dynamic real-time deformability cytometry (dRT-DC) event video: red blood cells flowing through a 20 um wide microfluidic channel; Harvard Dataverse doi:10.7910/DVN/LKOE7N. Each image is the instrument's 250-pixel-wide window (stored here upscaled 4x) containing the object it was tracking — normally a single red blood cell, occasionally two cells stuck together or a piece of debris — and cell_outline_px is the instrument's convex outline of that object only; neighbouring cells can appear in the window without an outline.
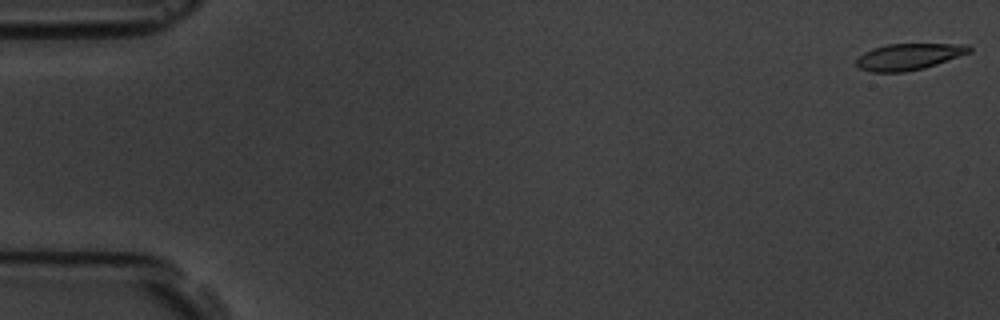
{"species": "common noctule bat (a hibernating species)", "species_latin": "Nyctalus noctula", "temperature_condition": "room temperature", "stored_images_in_passage": 58, "camera_frame_rate_fps": 3000, "um_per_image_px": 0.085, "animal": {"sex": "male", "body_mass_g": 19.5, "forearm_length_mm": 54.6}, "frame": {"image": 1, "passage_image": 1, "time_ms": 0.0, "image_size_px": [1000, 320], "cell_outline_px": [[972, 52], [924, 68], [904, 72], [872, 72], [856, 68], [856, 60], [864, 52], [872, 48], [888, 44], [968, 44], [972, 48]], "centroid_in_image_um": [77.24, 4.82], "position_along_channel_um": 7.8, "area_um2": 17.46}}
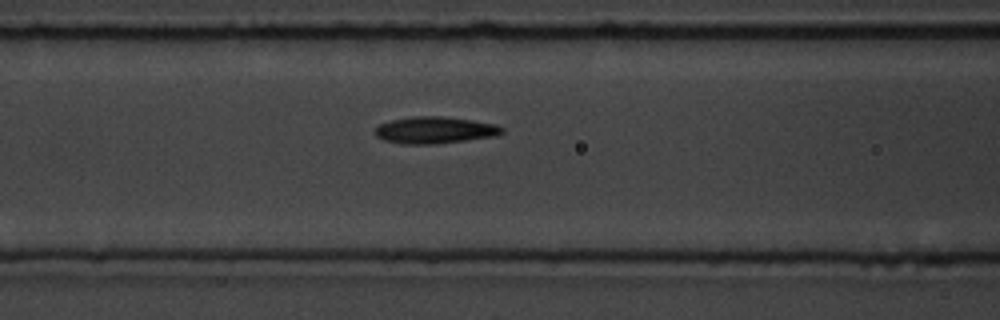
{"frame": {"image": 2, "passage_image": 24, "time_ms": 7.667, "image_size_px": [1000, 320], "cell_outline_px": [[504, 132], [496, 136], [436, 144], [404, 144], [384, 140], [376, 136], [372, 132], [380, 124], [392, 120], [412, 116], [444, 116], [472, 120], [496, 124], [504, 128]], "centroid_in_image_um": [36.96, 11.06], "position_along_channel_um": 129.6, "area_um2": 19.94}}
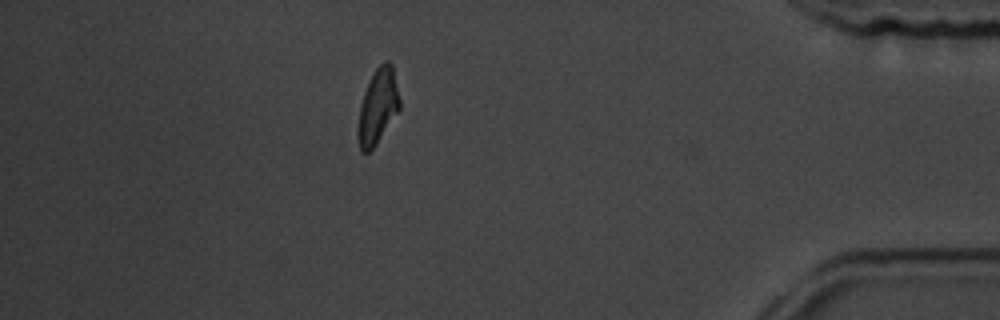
{"frame": {"image": 3, "passage_image": 51, "time_ms": 16.667, "image_size_px": [1000, 320], "cell_outline_px": [[400, 108], [376, 144], [368, 152], [360, 152], [356, 132], [360, 104], [364, 92], [376, 68], [384, 60], [388, 60], [392, 64], [400, 100]], "centroid_in_image_um": [32.09, 9.06], "position_along_channel_um": 403.1, "area_um2": 18.15}, "authors_computed_cell_mechanics": {"area_um2": 18.496, "velocity_mm_per_s": 3.5274, "shape_relaxation_time_tau1_ms": 2.8908, "shape_relaxation_time_tau2_ms": 6.8719, "deformation_change_tau1": 0.1238, "deformation_change_tau2": 0.1536}}